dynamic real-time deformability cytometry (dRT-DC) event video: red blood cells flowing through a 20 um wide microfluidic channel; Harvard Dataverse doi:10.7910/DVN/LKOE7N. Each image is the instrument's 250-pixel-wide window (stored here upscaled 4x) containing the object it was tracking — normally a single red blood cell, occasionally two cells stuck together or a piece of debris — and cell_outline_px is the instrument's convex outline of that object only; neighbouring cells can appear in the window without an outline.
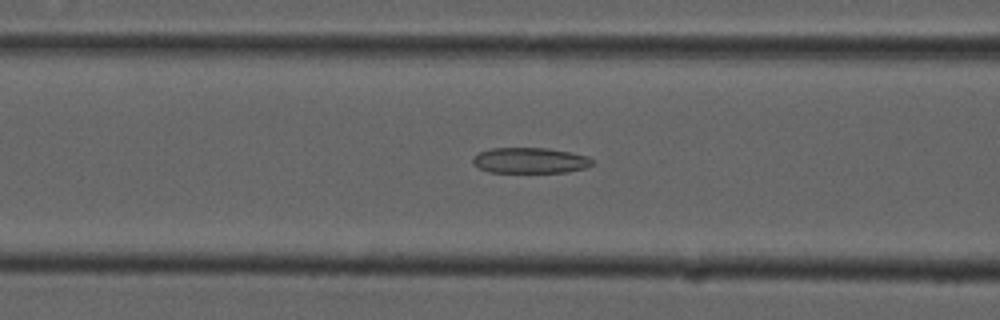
{"species": "common noctule bat (a hibernating species)", "species_latin": "Nyctalus noctula", "temperature_condition": "cold", "stored_images_in_passage": 55, "camera_frame_rate_fps": 3000, "um_per_image_px": 0.085, "animal": {"sex": "male", "forearm_length_mm": 52.5}, "frame": {"image": 1, "passage_image": 22, "time_ms": 7.0, "image_size_px": [1000, 320], "cell_outline_px": [[592, 164], [588, 168], [568, 172], [488, 172], [480, 168], [472, 160], [472, 156], [480, 152], [492, 148], [548, 148], [588, 156], [592, 160]], "centroid_in_image_um": [45.07, 13.64], "position_along_channel_um": 121.5, "area_um2": 17.8}}
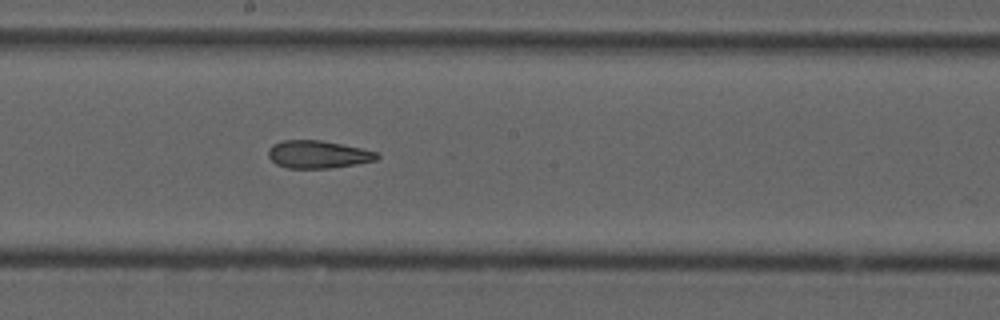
{"frame": {"image": 2, "passage_image": 30, "time_ms": 9.667, "image_size_px": [1000, 320], "cell_outline_px": [[380, 156], [376, 160], [356, 164], [332, 168], [288, 168], [276, 164], [268, 156], [268, 148], [272, 144], [284, 140], [320, 140], [380, 152]], "centroid_in_image_um": [27.03, 13.12], "position_along_channel_um": 221.2, "area_um2": 17.57}}
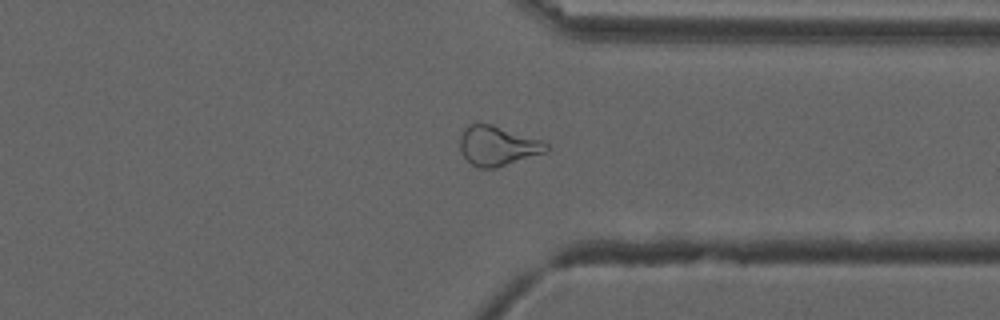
{"frame": {"image": 3, "passage_image": 42, "time_ms": 13.667, "image_size_px": [1000, 320], "cell_outline_px": [[548, 152], [496, 168], [480, 168], [472, 164], [464, 156], [460, 148], [460, 136], [464, 128], [468, 124], [492, 124], [544, 140], [548, 144]], "centroid_in_image_um": [42.34, 12.39], "position_along_channel_um": 369.1, "area_um2": 20.11}, "authors_computed_cell_mechanics": {"area_um2": 20.9814, "velocity_mm_per_s": 3.7374, "shape_relaxation_time_tau1_ms": null, "shape_relaxation_time_tau2_ms": 3.4702, "deformation_change_tau1": null, "deformation_change_tau2": 0.1251}}